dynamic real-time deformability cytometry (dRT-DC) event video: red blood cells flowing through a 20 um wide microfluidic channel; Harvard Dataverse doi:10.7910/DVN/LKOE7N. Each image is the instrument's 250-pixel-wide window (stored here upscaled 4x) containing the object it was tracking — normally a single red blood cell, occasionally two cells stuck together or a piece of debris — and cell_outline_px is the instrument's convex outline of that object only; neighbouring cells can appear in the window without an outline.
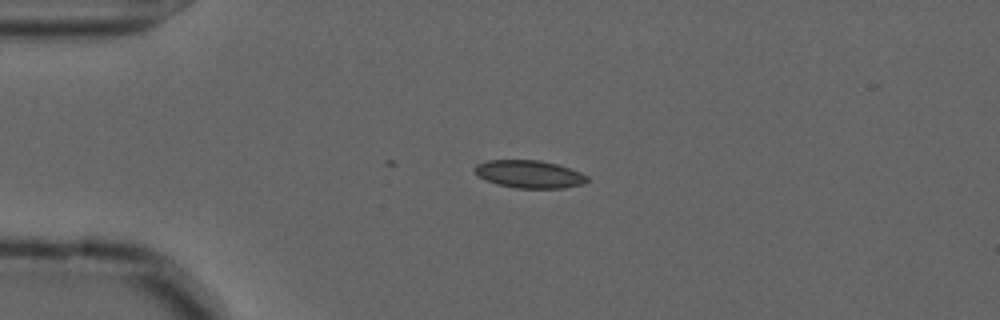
{"species": "common noctule bat (a hibernating species)", "species_latin": "Nyctalus noctula", "temperature_condition": "cold", "stored_images_in_passage": 6, "camera_frame_rate_fps": 3000, "um_per_image_px": 0.085, "animal": {"sex": "male", "forearm_length_mm": 52.5}, "frame": {"image": 1, "passage_image": 1, "time_ms": 0.0, "image_size_px": [1000, 320], "cell_outline_px": [[588, 180], [584, 184], [564, 188], [516, 188], [496, 184], [472, 172], [472, 168], [476, 164], [488, 160], [540, 160], [556, 164], [580, 172], [588, 176]], "centroid_in_image_um": [44.97, 14.8], "position_along_channel_um": 40.0, "area_um2": 18.21}}